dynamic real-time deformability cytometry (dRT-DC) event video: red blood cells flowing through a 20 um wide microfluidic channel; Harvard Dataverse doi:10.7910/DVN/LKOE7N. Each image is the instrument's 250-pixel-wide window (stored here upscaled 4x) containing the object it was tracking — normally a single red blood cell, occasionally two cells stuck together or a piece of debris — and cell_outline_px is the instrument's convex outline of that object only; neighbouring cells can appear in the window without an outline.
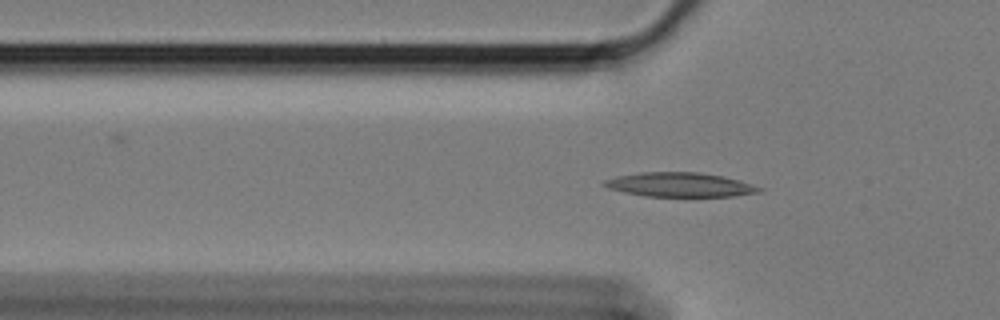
{"species": "Egyptian fruit bat (a non-hibernating species)", "species_latin": "Rousettus aegyptiacus", "temperature_condition": "cold", "stored_images_in_passage": 60, "camera_frame_rate_fps": 3000, "um_per_image_px": 0.085, "animal": {"sex": "female"}, "frame": {"image": 1, "passage_image": 19, "time_ms": 6.0, "image_size_px": [1000, 320], "cell_outline_px": [[764, 188], [760, 192], [732, 196], [644, 196], [624, 192], [608, 188], [600, 184], [604, 180], [616, 176], [640, 172], [700, 172], [724, 176], [740, 180]], "centroid_in_image_um": [57.78, 15.69], "position_along_channel_um": 68.0, "area_um2": 22.02}}
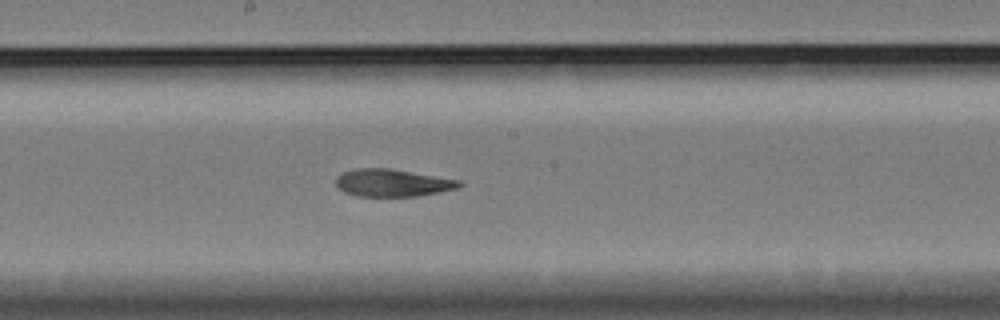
{"frame": {"image": 2, "passage_image": 32, "time_ms": 10.333, "image_size_px": [1000, 320], "cell_outline_px": [[464, 184], [460, 188], [416, 196], [356, 196], [344, 192], [336, 184], [336, 176], [344, 172], [356, 168], [388, 168], [460, 180]], "centroid_in_image_um": [33.37, 15.54], "position_along_channel_um": 214.8, "area_um2": 19.65}}
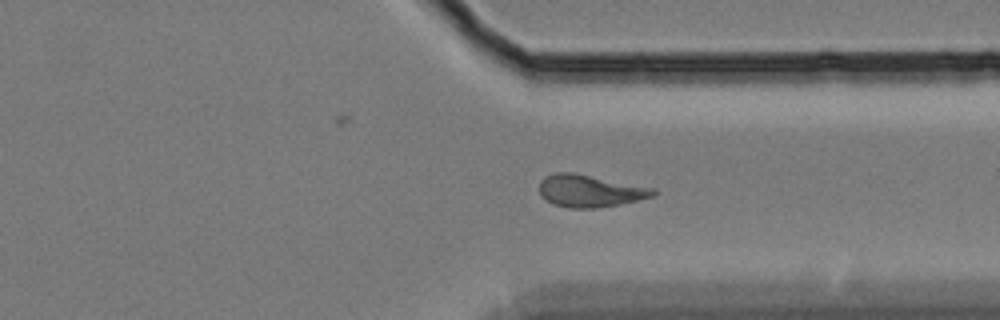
{"frame": {"image": 3, "passage_image": 45, "time_ms": 14.667, "image_size_px": [1000, 320], "cell_outline_px": [[656, 196], [620, 204], [596, 208], [568, 208], [552, 204], [540, 196], [540, 180], [544, 176], [552, 172], [572, 172], [656, 188]], "centroid_in_image_um": [50.13, 16.22], "position_along_channel_um": 361.3, "area_um2": 21.68}, "authors_computed_cell_mechanics": {"area_um2": 21.5305, "velocity_mm_per_s": 3.3814, "shape_relaxation_time_tau1_ms": null, "shape_relaxation_time_tau2_ms": 3.8196, "deformation_change_tau1": null, "deformation_change_tau2": 0.1252}}